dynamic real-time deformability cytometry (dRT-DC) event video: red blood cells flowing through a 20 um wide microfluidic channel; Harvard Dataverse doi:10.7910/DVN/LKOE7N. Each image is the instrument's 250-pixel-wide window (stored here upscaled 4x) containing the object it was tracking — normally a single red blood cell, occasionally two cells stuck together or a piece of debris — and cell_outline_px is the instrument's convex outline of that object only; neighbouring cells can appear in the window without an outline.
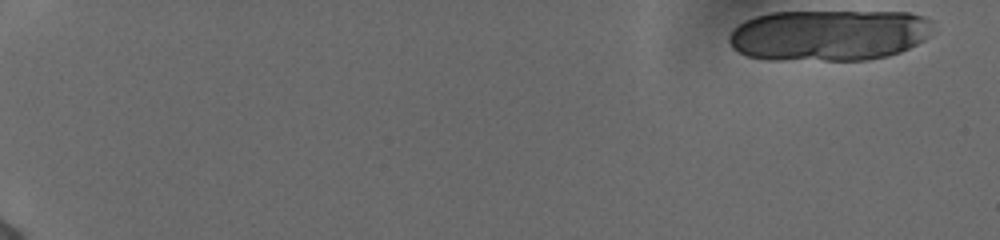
{"species": "human", "species_latin": "Homo sapiens", "temperature_condition": "cold", "stored_images_in_passage": 24, "camera_frame_rate_fps": 3000, "um_per_image_px": 0.085, "donor": {"sex": "female"}, "frame": {"image": 1, "passage_image": 1, "time_ms": 0.0, "image_size_px": [1000, 240], "cell_outline_px": [[932, 20], [928, 36], [924, 40], [900, 52], [888, 56], [868, 60], [768, 60], [748, 56], [732, 48], [728, 40], [728, 36], [732, 28], [744, 20], [768, 12], [908, 12], [924, 16]], "centroid_in_image_um": [70.41, 2.99], "position_along_channel_um": 14.6, "area_um2": 61.38}}
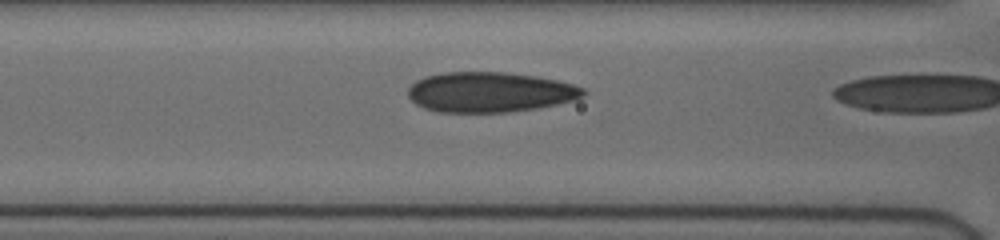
{"frame": {"image": 2, "passage_image": 23, "time_ms": 7.333, "image_size_px": [1000, 240], "cell_outline_px": [[588, 92], [584, 96], [576, 100], [536, 108], [508, 112], [436, 112], [424, 108], [416, 104], [408, 96], [408, 88], [416, 80], [424, 76], [444, 72], [504, 72], [536, 76], [556, 80], [572, 84], [584, 88]], "centroid_in_image_um": [41.64, 7.83], "position_along_channel_um": 125.0, "area_um2": 41.21}}